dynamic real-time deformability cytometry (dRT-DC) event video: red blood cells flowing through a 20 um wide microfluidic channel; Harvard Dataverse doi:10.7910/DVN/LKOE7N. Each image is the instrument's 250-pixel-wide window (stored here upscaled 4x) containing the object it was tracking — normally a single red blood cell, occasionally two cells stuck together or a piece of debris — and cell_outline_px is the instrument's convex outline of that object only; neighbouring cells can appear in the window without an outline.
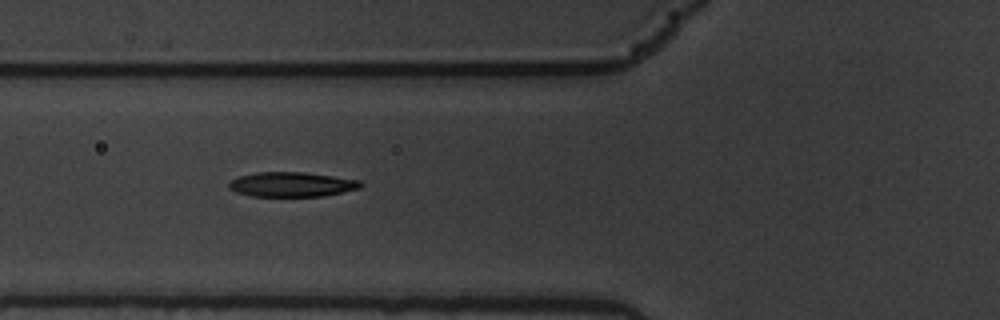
{"species": "common noctule bat (a hibernating species)", "species_latin": "Nyctalus noctula", "temperature_condition": "warm", "stored_images_in_passage": 8, "camera_frame_rate_fps": 3000, "um_per_image_px": 0.085, "animal": {"sex": "male", "body_mass_g": 19.5, "forearm_length_mm": 54.6}, "frame": {"image": 1, "passage_image": 6, "time_ms": 1.667, "image_size_px": [1000, 320], "cell_outline_px": [[364, 184], [360, 188], [324, 196], [252, 196], [236, 192], [228, 188], [228, 184], [232, 180], [240, 176], [256, 172], [304, 172], [360, 180]], "centroid_in_image_um": [24.81, 15.67], "position_along_channel_um": 101.0, "area_um2": 18.9}}
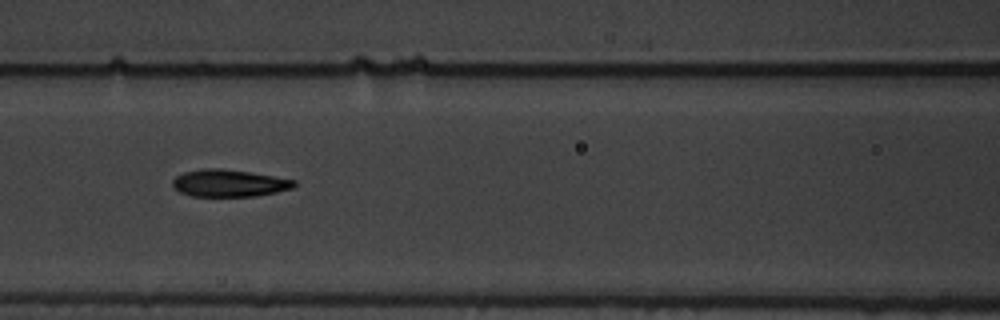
{"frame": {"image": 2, "passage_image": 7, "time_ms": 2.0, "image_size_px": [1000, 320], "cell_outline_px": [[296, 184], [292, 188], [276, 192], [256, 196], [192, 196], [180, 192], [172, 184], [172, 180], [176, 176], [184, 172], [204, 168], [220, 168], [248, 172], [296, 180]], "centroid_in_image_um": [19.46, 15.57], "position_along_channel_um": 147.1, "area_um2": 19.07}}
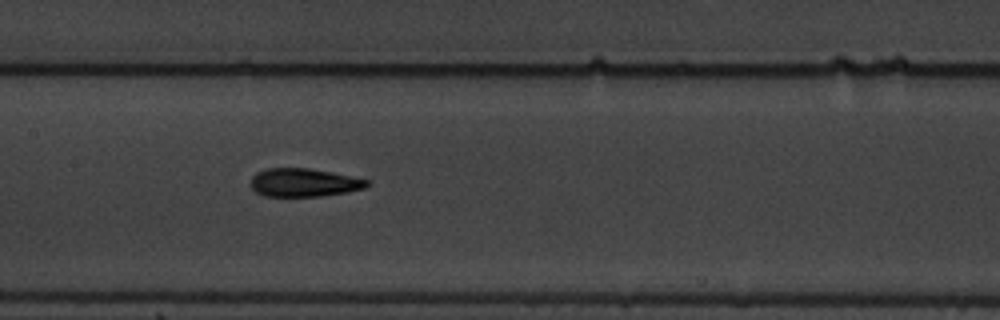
{"frame": {"image": 3, "passage_image": 8, "time_ms": 2.333, "image_size_px": [1000, 320], "cell_outline_px": [[368, 184], [364, 188], [348, 192], [320, 196], [264, 196], [256, 192], [248, 184], [252, 176], [256, 172], [268, 168], [308, 168], [332, 172], [368, 180]], "centroid_in_image_um": [25.77, 15.51], "position_along_channel_um": 181.6, "area_um2": 19.19}}